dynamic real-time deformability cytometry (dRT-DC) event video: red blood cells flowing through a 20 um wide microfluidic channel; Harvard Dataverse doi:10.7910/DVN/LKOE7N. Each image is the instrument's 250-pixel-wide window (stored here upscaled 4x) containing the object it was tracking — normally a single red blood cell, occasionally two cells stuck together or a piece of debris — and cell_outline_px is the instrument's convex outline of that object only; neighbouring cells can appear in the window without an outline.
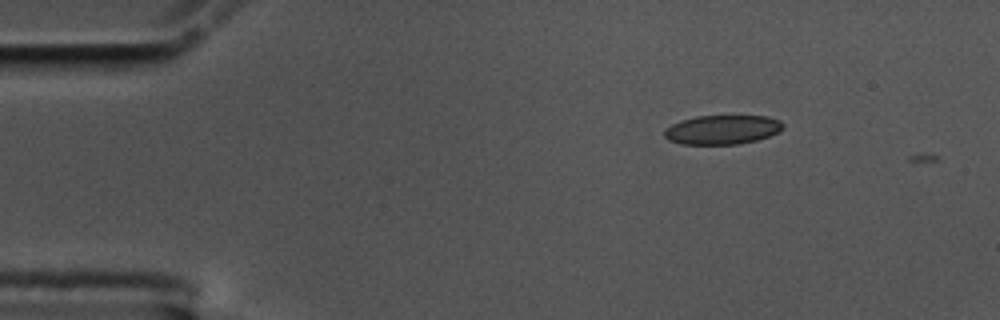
{"species": "common noctule bat (a hibernating species)", "species_latin": "Nyctalus noctula", "temperature_condition": "cold", "stored_images_in_passage": 3, "camera_frame_rate_fps": 3000, "um_per_image_px": 0.085, "animal": {"sex": "male", "body_mass_g": 17.5, "forearm_length_mm": 52.3}, "frame": {"image": 1, "passage_image": 1, "time_ms": 0.0, "image_size_px": [1000, 320], "cell_outline_px": [[784, 128], [780, 132], [756, 140], [736, 144], [680, 144], [668, 140], [664, 136], [664, 128], [680, 120], [696, 116], [768, 116], [780, 120], [784, 124]], "centroid_in_image_um": [61.39, 11.02], "position_along_channel_um": 23.6, "area_um2": 20.35}}